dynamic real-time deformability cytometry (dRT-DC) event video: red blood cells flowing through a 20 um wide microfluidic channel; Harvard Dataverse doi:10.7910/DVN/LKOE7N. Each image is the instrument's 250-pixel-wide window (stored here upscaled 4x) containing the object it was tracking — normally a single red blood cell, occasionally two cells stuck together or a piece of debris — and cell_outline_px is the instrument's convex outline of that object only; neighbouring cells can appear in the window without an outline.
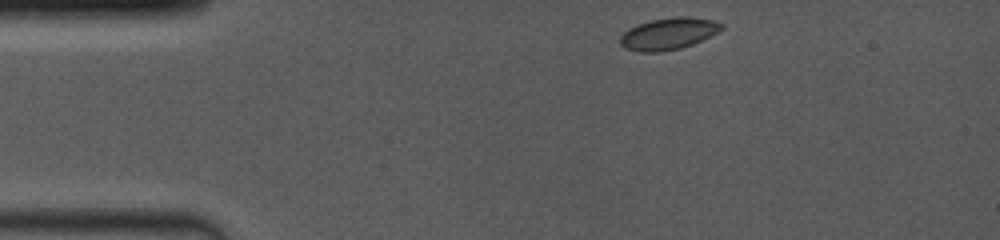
{"species": "common noctule bat (a hibernating species)", "species_latin": "Nyctalus noctula", "temperature_condition": "room temperature", "stored_images_in_passage": 41, "camera_frame_rate_fps": 4000, "um_per_image_px": 0.085, "animal": {"sex": "female", "body_mass_g": 19.0, "forearm_length_mm": 53.3}, "frame": {"image": 1, "passage_image": 1, "time_ms": 0.0, "image_size_px": [1000, 240], "cell_outline_px": [[724, 28], [692, 44], [680, 48], [660, 52], [640, 52], [624, 48], [620, 44], [620, 36], [628, 28], [636, 24], [652, 20], [672, 16], [688, 16], [716, 20], [724, 24]], "centroid_in_image_um": [56.8, 2.85], "position_along_channel_um": 28.2, "area_um2": 18.9}}
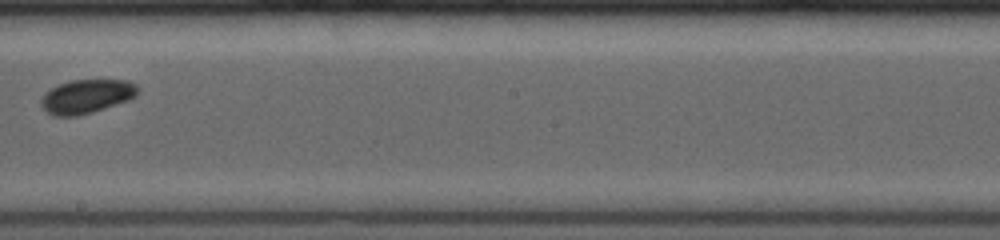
{"frame": {"image": 2, "passage_image": 24, "time_ms": 6.75, "image_size_px": [1000, 240], "cell_outline_px": [[140, 88], [136, 96], [128, 100], [92, 112], [76, 116], [52, 116], [40, 104], [40, 100], [52, 88], [60, 84], [72, 80], [128, 80], [136, 84]], "centroid_in_image_um": [7.4, 8.19], "position_along_channel_um": 240.8, "area_um2": 18.9}}
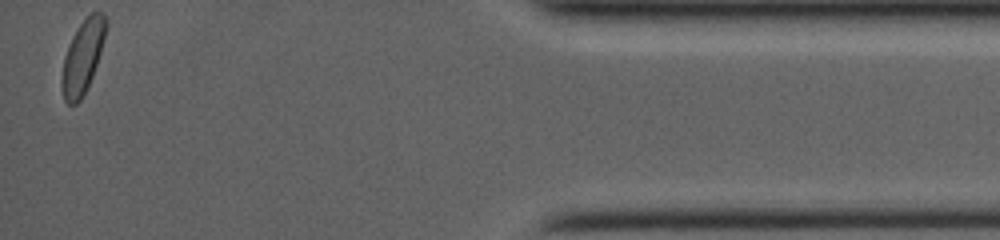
{"frame": {"image": 3, "passage_image": 41, "time_ms": 12.75, "image_size_px": [1000, 240], "cell_outline_px": [[108, 24], [104, 40], [92, 76], [80, 100], [76, 104], [68, 104], [64, 100], [60, 84], [60, 80], [64, 56], [72, 36], [80, 24], [92, 12], [104, 12], [108, 20]], "centroid_in_image_um": [7.02, 4.81], "position_along_channel_um": 428.2, "area_um2": 18.73}, "authors_computed_cell_mechanics": {"area_um2": 18.7272, "velocity_mm_per_s": 4.0324, "shape_relaxation_time_tau1_ms": 4.1923, "shape_relaxation_time_tau2_ms": null, "deformation_change_tau1": 0.1246, "deformation_change_tau2": null}}